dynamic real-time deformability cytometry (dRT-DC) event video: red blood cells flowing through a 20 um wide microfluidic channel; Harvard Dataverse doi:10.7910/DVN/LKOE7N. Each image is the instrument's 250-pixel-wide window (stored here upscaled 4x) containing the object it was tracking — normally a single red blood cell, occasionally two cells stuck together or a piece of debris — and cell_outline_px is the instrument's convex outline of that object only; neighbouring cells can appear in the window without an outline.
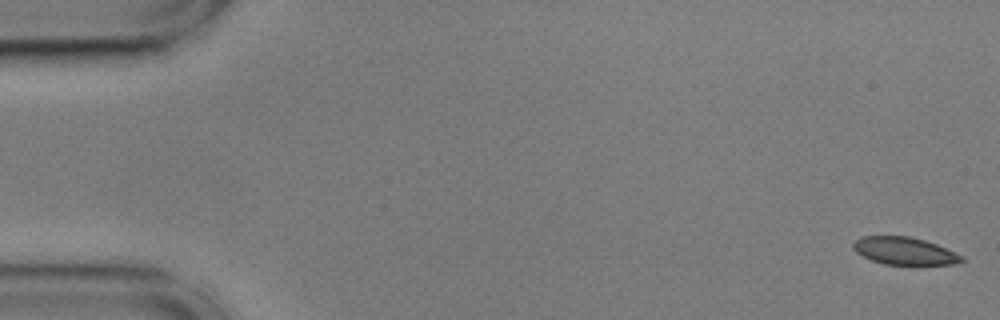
{"species": "common noctule bat (a hibernating species)", "species_latin": "Nyctalus noctula", "temperature_condition": "cold", "stored_images_in_passage": 55, "camera_frame_rate_fps": 3000, "um_per_image_px": 0.085, "animal": {"sex": "male", "body_mass_g": 17.9, "forearm_length_mm": 54.2}, "frame": {"image": 1, "passage_image": 1, "time_ms": 0.0, "image_size_px": [1000, 320], "cell_outline_px": [[964, 260], [952, 264], [884, 264], [872, 260], [856, 252], [852, 248], [852, 244], [860, 236], [908, 236], [924, 240], [936, 244], [964, 256]], "centroid_in_image_um": [76.85, 21.32], "position_along_channel_um": 8.1, "area_um2": 17.17}}
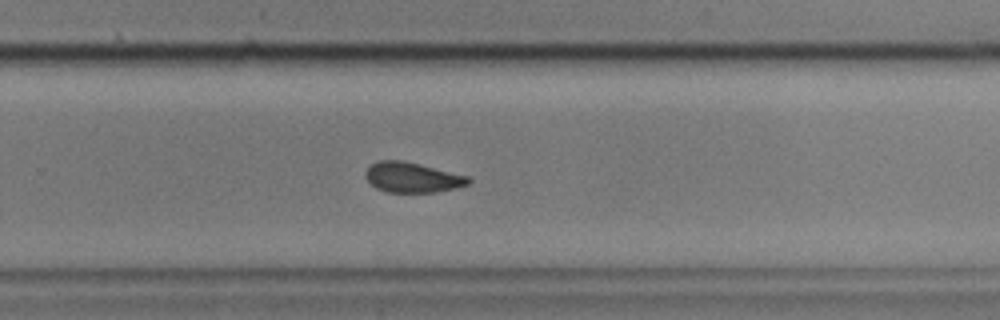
{"frame": {"image": 2, "passage_image": 36, "time_ms": 11.667, "image_size_px": [1000, 320], "cell_outline_px": [[472, 180], [468, 184], [456, 188], [436, 192], [388, 192], [376, 188], [364, 176], [364, 172], [372, 164], [380, 160], [400, 160], [420, 164], [468, 176]], "centroid_in_image_um": [35.05, 15.08], "position_along_channel_um": 294.8, "area_um2": 17.98}}
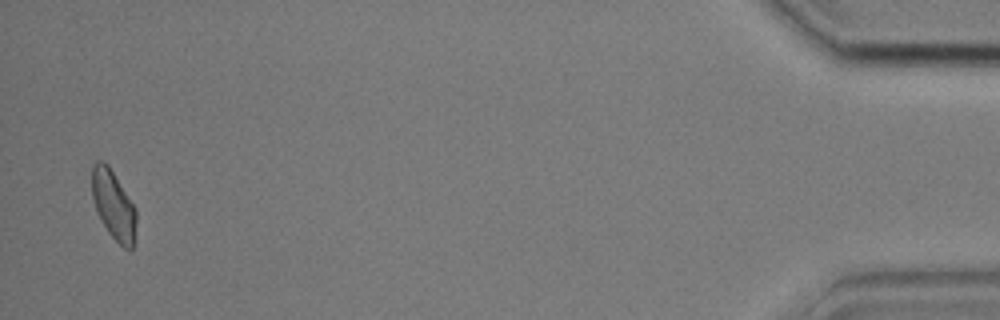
{"frame": {"image": 3, "passage_image": 54, "time_ms": 17.667, "image_size_px": [1000, 320], "cell_outline_px": [[136, 224], [132, 248], [124, 248], [108, 232], [96, 212], [92, 196], [92, 164], [96, 160], [104, 160], [108, 164], [136, 208]], "centroid_in_image_um": [9.63, 17.37], "position_along_channel_um": 425.6, "area_um2": 17.8}, "authors_computed_cell_mechanics": {"area_um2": 18.785, "velocity_mm_per_s": 3.6013, "shape_relaxation_time_tau1_ms": 5.119, "shape_relaxation_time_tau2_ms": 2.7428, "deformation_change_tau1": 0.1016, "deformation_change_tau2": 0.0685}}